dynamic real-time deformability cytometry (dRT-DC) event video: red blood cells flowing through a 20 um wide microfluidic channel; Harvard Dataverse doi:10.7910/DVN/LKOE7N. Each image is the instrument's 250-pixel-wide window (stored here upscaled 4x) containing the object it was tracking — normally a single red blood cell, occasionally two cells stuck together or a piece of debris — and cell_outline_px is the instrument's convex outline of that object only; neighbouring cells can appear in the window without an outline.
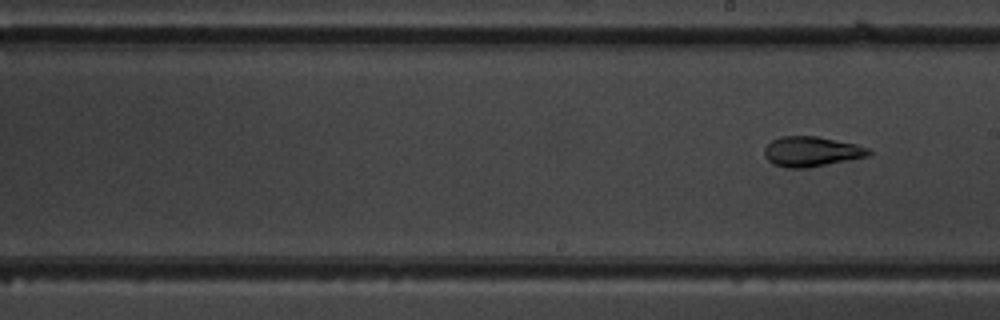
{"species": "common noctule bat (a hibernating species)", "species_latin": "Nyctalus noctula", "temperature_condition": "warm", "stored_images_in_passage": 9, "segment_of_instrument_passage": [2, 2], "camera_frame_rate_fps": 3000, "um_per_image_px": 0.085, "animal": {"sex": "male", "body_mass_g": 19.5, "forearm_length_mm": 54.6}, "frame": {"image": 1, "passage_image": 9, "time_ms": 10.333, "image_size_px": [1000, 320], "cell_outline_px": [[872, 152], [868, 156], [808, 168], [784, 168], [772, 164], [764, 156], [764, 148], [772, 140], [780, 136], [816, 136], [856, 144], [868, 148]], "centroid_in_image_um": [68.94, 12.89], "position_along_channel_um": 220.1, "area_um2": 18.32}}